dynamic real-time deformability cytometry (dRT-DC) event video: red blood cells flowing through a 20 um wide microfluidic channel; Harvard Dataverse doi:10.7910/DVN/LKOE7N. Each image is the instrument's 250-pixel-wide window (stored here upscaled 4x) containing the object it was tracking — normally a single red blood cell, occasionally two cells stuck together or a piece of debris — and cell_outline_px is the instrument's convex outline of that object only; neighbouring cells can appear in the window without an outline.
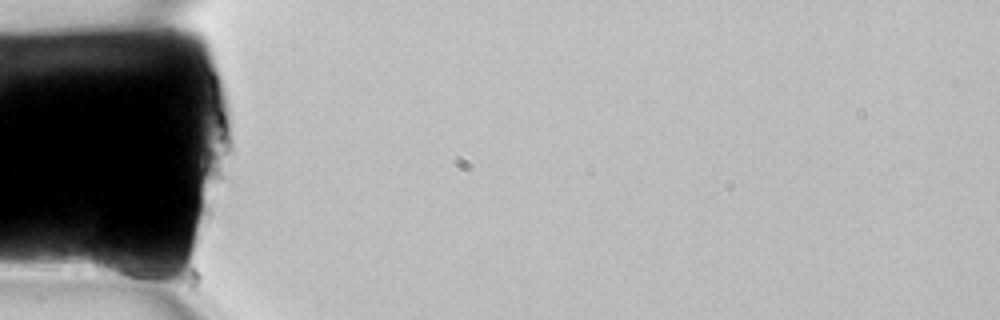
{"species": "common noctule bat (a hibernating species)", "species_latin": "Nyctalus noctula", "temperature_condition": "room temperature", "stored_images_in_passage": 3, "camera_frame_rate_fps": 3000, "um_per_image_px": 0.085, "animal": {"sex": "female", "body_mass_g": 22.7, "forearm_length_mm": 54.2}, "frame": {"image": 1, "passage_image": 1, "time_ms": 0.0, "image_size_px": [1000, 320], "cell_outline_px": [[160, 288], [156, 288], [96, 272], [92, 264], [92, 252], [96, 244], [104, 240], [140, 256], [160, 272]], "centroid_in_image_um": [10.54, 22.52], "position_along_channel_um": 74.5, "area_um2": 13.64}}